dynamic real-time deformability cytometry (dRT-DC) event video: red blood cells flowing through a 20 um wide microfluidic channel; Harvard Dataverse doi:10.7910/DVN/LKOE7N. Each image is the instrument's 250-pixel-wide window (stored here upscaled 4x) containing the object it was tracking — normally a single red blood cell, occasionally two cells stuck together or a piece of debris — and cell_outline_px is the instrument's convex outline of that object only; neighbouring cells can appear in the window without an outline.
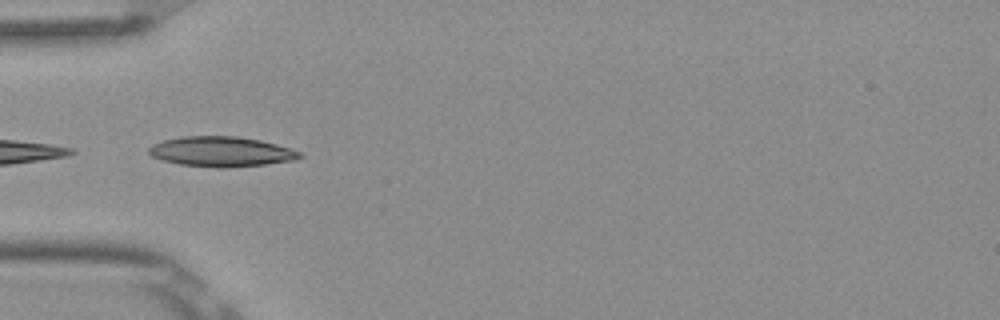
{"species": "Egyptian fruit bat (a non-hibernating species)", "species_latin": "Rousettus aegyptiacus", "temperature_condition": "room temperature", "stored_images_in_passage": 8, "camera_frame_rate_fps": 3000, "um_per_image_px": 0.085, "frame": {"image": 1, "passage_image": 5, "time_ms": 1.333, "image_size_px": [1000, 320], "cell_outline_px": [[304, 156], [296, 160], [264, 164], [228, 168], [216, 168], [180, 164], [164, 160], [152, 156], [148, 152], [148, 148], [152, 144], [164, 140], [184, 136], [236, 136], [260, 140], [276, 144], [300, 152]], "centroid_in_image_um": [18.81, 12.89], "position_along_channel_um": 66.2, "area_um2": 26.36}}
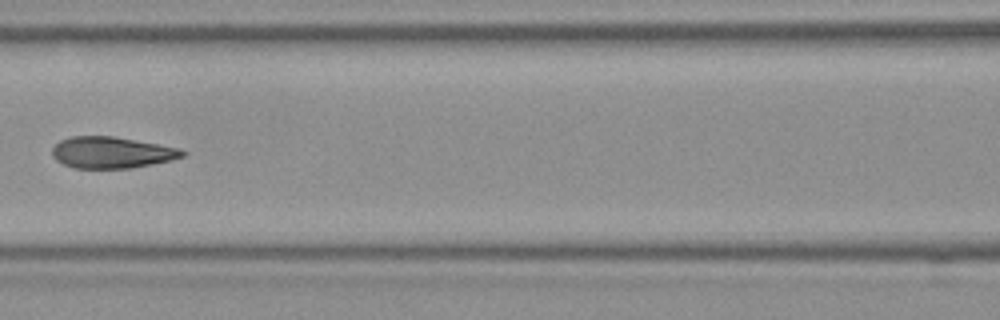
{"frame": {"image": 2, "passage_image": 7, "time_ms": 2.0, "image_size_px": [1000, 320], "cell_outline_px": [[188, 152], [184, 156], [172, 160], [132, 168], [72, 168], [56, 160], [52, 156], [52, 148], [60, 140], [72, 136], [112, 136], [160, 144], [180, 148]], "centroid_in_image_um": [9.51, 12.96], "position_along_channel_um": 157.1, "area_um2": 23.99}}
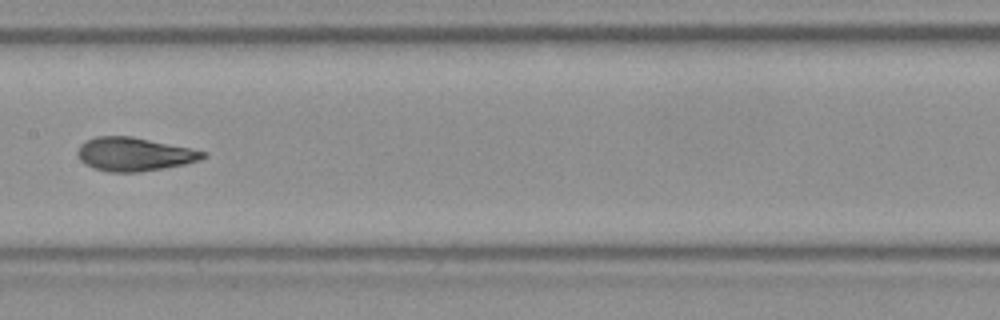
{"frame": {"image": 3, "passage_image": 8, "time_ms": 2.333, "image_size_px": [1000, 320], "cell_outline_px": [[208, 156], [200, 160], [184, 164], [164, 168], [140, 172], [108, 172], [92, 168], [84, 164], [80, 160], [76, 152], [80, 144], [84, 140], [96, 136], [132, 136], [192, 148], [208, 152]], "centroid_in_image_um": [11.4, 13.1], "position_along_channel_um": 196.0, "area_um2": 24.91}}